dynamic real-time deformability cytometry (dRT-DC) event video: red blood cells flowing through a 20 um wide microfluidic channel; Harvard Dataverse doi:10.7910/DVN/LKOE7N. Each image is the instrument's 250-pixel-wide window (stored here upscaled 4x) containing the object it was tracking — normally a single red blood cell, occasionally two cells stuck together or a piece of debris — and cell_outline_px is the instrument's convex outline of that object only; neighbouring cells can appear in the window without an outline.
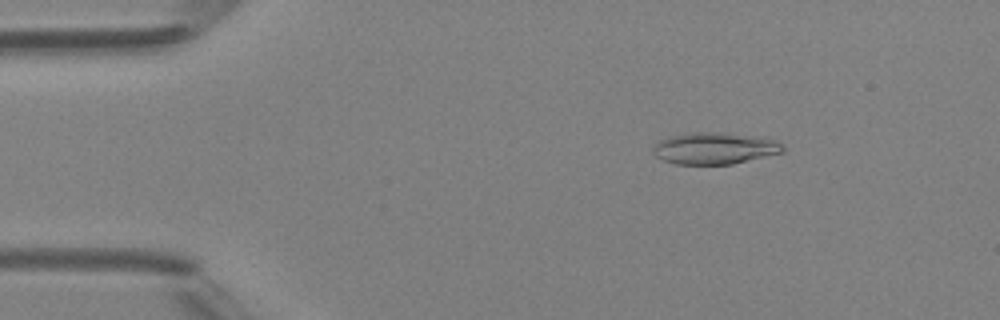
{"species": "Egyptian fruit bat (a non-hibernating species)", "species_latin": "Rousettus aegyptiacus", "temperature_condition": "room temperature", "stored_images_in_passage": 3, "camera_frame_rate_fps": 3000, "um_per_image_px": 0.085, "animal": {"sex": "female"}, "frame": {"image": 1, "passage_image": 2, "time_ms": 1.0, "image_size_px": [1000, 320], "cell_outline_px": [[784, 152], [732, 164], [676, 164], [664, 160], [656, 156], [652, 152], [652, 144], [668, 136], [688, 132], [728, 132], [768, 136], [776, 140], [784, 148]], "centroid_in_image_um": [60.76, 12.57], "position_along_channel_um": 24.2, "area_um2": 24.62}}